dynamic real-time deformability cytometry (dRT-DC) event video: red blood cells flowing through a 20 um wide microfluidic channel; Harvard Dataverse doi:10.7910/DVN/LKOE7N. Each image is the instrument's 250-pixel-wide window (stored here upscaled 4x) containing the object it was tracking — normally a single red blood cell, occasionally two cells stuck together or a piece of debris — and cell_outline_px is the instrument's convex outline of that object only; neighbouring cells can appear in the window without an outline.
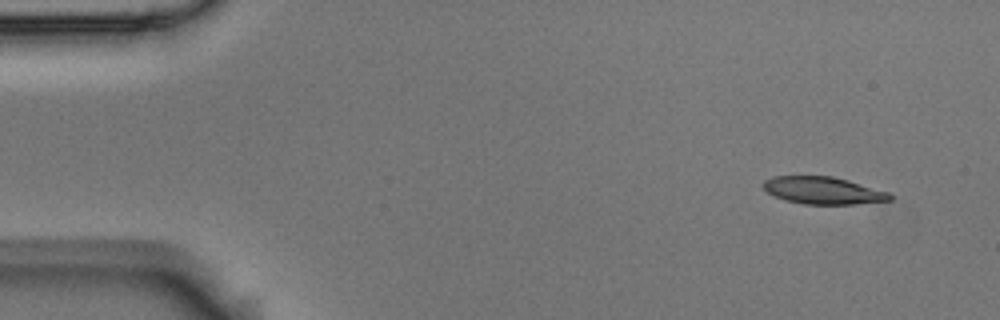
{"species": "Egyptian fruit bat (a non-hibernating species)", "species_latin": "Rousettus aegyptiacus", "temperature_condition": "room temperature", "stored_images_in_passage": 5, "segment_of_instrument_passage": [1, 2], "camera_frame_rate_fps": 3000, "um_per_image_px": 0.085, "animal": {"sex": "male"}, "frame": {"image": 1, "passage_image": 1, "time_ms": 0.0, "image_size_px": [1000, 320], "cell_outline_px": [[892, 200], [856, 204], [804, 204], [784, 200], [768, 192], [760, 184], [764, 180], [772, 176], [832, 176], [848, 180], [888, 192], [892, 196]], "centroid_in_image_um": [69.94, 16.19], "position_along_channel_um": 15.1, "area_um2": 20.11}}